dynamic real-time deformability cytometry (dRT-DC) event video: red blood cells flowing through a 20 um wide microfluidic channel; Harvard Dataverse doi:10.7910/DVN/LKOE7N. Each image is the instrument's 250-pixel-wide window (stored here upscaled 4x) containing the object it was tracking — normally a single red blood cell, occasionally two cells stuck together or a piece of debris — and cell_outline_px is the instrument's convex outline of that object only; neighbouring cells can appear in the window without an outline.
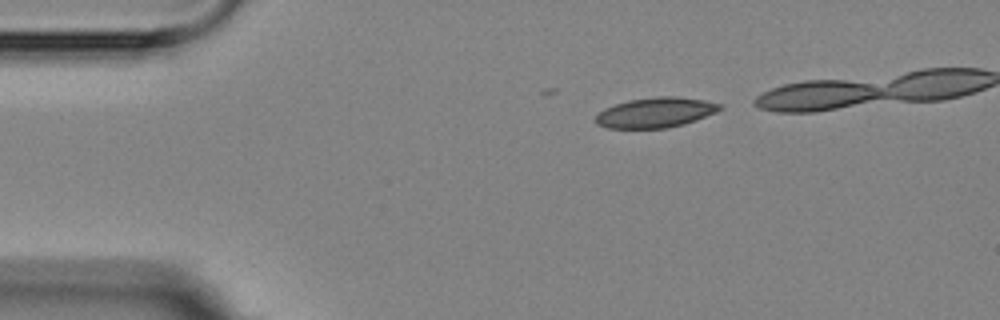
{"species": "Egyptian fruit bat (a non-hibernating species)", "species_latin": "Rousettus aegyptiacus", "temperature_condition": "room temperature", "stored_images_in_passage": 9, "camera_frame_rate_fps": 3000, "um_per_image_px": 0.085, "animal": {"sex": "female"}, "frame": {"image": 1, "passage_image": 2, "time_ms": 1.0, "image_size_px": [1000, 320], "cell_outline_px": [[724, 108], [716, 112], [696, 120], [684, 124], [668, 128], [608, 128], [596, 124], [596, 116], [604, 108], [628, 100], [656, 96], [676, 96], [704, 100], [724, 104]], "centroid_in_image_um": [55.76, 9.56], "position_along_channel_um": 29.2, "area_um2": 21.91}}
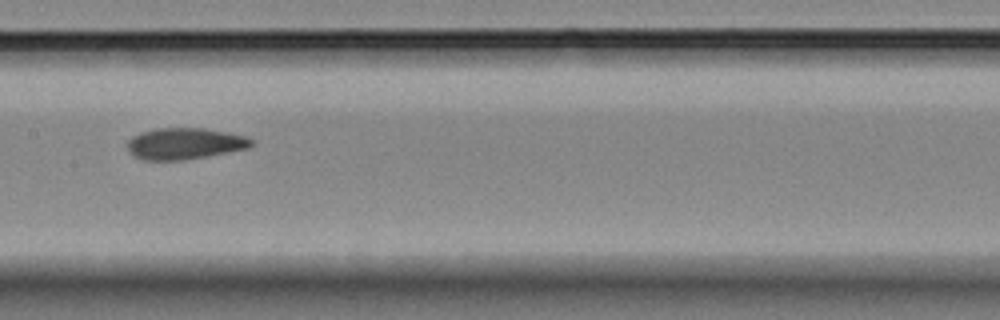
{"frame": {"image": 2, "passage_image": 8, "time_ms": 10.333, "image_size_px": [1000, 320], "cell_outline_px": [[256, 144], [248, 148], [204, 156], [180, 160], [144, 160], [136, 156], [128, 148], [128, 140], [132, 136], [140, 132], [156, 128], [204, 128], [248, 136]], "centroid_in_image_um": [15.72, 12.19], "position_along_channel_um": 191.7, "area_um2": 22.48}}
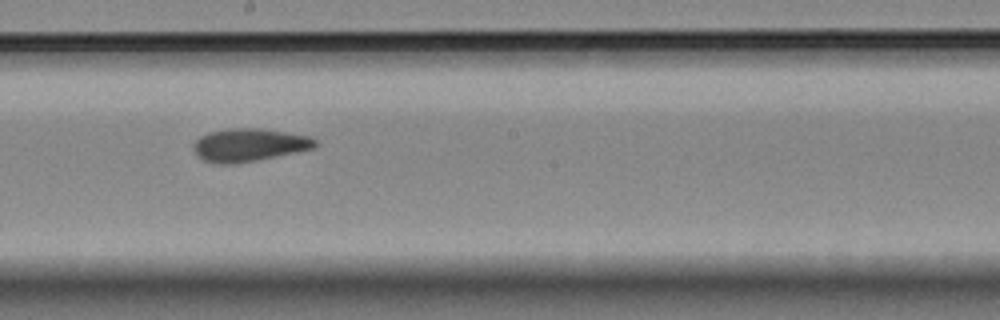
{"frame": {"image": 3, "passage_image": 9, "time_ms": 11.333, "image_size_px": [1000, 320], "cell_outline_px": [[320, 144], [316, 148], [236, 164], [212, 164], [196, 156], [192, 148], [192, 144], [200, 136], [208, 132], [228, 128], [260, 128], [308, 136], [316, 140]], "centroid_in_image_um": [21.13, 12.33], "position_along_channel_um": 227.1, "area_um2": 23.64}}